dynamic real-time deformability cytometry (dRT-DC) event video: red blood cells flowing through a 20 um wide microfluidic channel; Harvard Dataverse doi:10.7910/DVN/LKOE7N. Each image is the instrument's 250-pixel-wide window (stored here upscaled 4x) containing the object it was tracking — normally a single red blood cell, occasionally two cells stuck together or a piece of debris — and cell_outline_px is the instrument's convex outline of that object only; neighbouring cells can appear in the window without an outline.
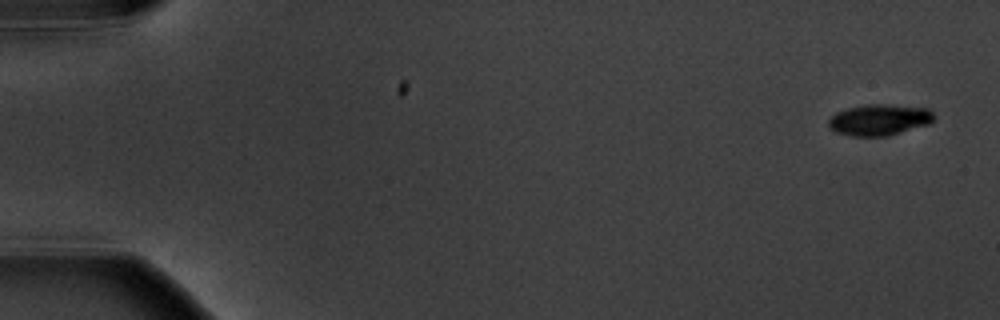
{"species": "common noctule bat (a hibernating species)", "species_latin": "Nyctalus noctula", "temperature_condition": "warm", "stored_images_in_passage": 7, "camera_frame_rate_fps": 3000, "um_per_image_px": 0.085, "animal": {"sex": "male", "body_mass_g": 20.1, "forearm_length_mm": 53.5}, "frame": {"image": 1, "passage_image": 1, "time_ms": 0.0, "image_size_px": [1000, 320], "cell_outline_px": [[936, 116], [928, 124], [888, 136], [852, 136], [836, 132], [828, 124], [828, 120], [836, 112], [848, 108], [868, 104], [884, 104], [928, 108]], "centroid_in_image_um": [74.75, 10.18], "position_along_channel_um": 10.3, "area_um2": 19.02}}
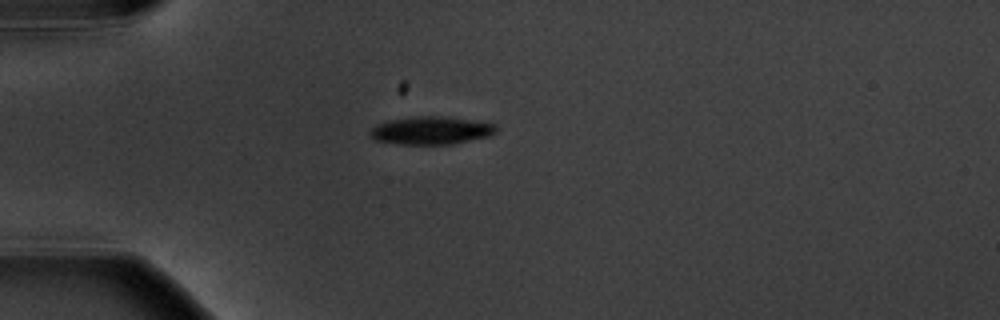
{"frame": {"image": 2, "passage_image": 5, "time_ms": 4.667, "image_size_px": [1000, 320], "cell_outline_px": [[496, 132], [488, 136], [452, 144], [400, 144], [376, 140], [368, 132], [376, 124], [388, 120], [416, 116], [440, 116], [496, 124]], "centroid_in_image_um": [36.61, 11.09], "position_along_channel_um": 48.4, "area_um2": 20.23}}